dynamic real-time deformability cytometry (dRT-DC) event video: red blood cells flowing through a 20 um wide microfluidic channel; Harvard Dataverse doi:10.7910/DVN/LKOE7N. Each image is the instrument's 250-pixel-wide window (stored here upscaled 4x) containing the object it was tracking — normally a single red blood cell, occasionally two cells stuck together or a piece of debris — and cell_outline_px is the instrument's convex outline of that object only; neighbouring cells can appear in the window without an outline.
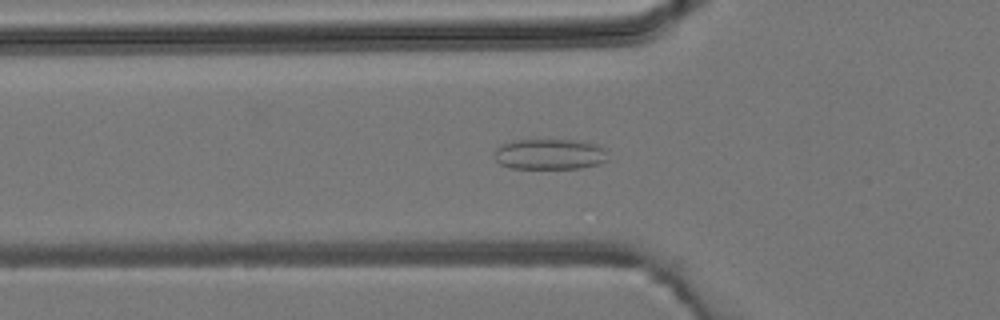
{"species": "common noctule bat (a hibernating species)", "species_latin": "Nyctalus noctula", "temperature_condition": "room temperature", "stored_images_in_passage": 41, "camera_frame_rate_fps": 3000, "um_per_image_px": 0.085, "animal": {"sex": "male", "body_mass_g": 19.2, "forearm_length_mm": 51.8}, "frame": {"image": 1, "passage_image": 11, "time_ms": 3.333, "image_size_px": [1000, 320], "cell_outline_px": [[608, 160], [600, 164], [580, 168], [508, 168], [500, 164], [496, 160], [492, 152], [500, 144], [512, 140], [572, 140], [596, 144], [604, 148]], "centroid_in_image_um": [46.68, 13.11], "position_along_channel_um": 79.1, "area_um2": 20.46}}
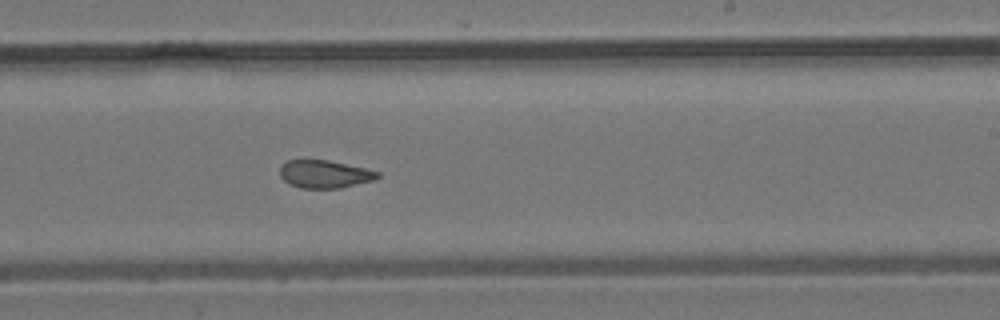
{"frame": {"image": 2, "passage_image": 23, "time_ms": 7.333, "image_size_px": [1000, 320], "cell_outline_px": [[380, 176], [376, 180], [340, 188], [300, 188], [288, 184], [280, 176], [280, 164], [288, 160], [328, 160], [364, 168], [380, 172]], "centroid_in_image_um": [27.58, 14.8], "position_along_channel_um": 261.4, "area_um2": 15.95}}
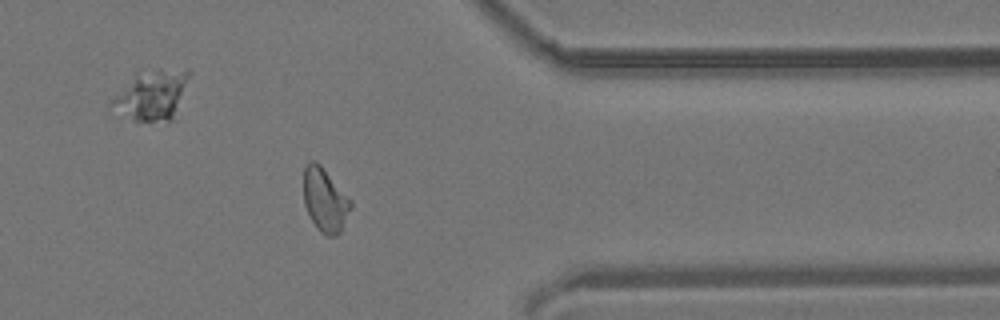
{"frame": {"image": 3, "passage_image": 32, "time_ms": 10.333, "image_size_px": [1000, 320], "cell_outline_px": [[352, 208], [340, 232], [336, 236], [328, 236], [320, 232], [316, 228], [304, 204], [304, 164], [308, 160], [316, 160], [320, 164], [352, 200]], "centroid_in_image_um": [27.63, 16.98], "position_along_channel_um": 383.8, "area_um2": 17.69}}